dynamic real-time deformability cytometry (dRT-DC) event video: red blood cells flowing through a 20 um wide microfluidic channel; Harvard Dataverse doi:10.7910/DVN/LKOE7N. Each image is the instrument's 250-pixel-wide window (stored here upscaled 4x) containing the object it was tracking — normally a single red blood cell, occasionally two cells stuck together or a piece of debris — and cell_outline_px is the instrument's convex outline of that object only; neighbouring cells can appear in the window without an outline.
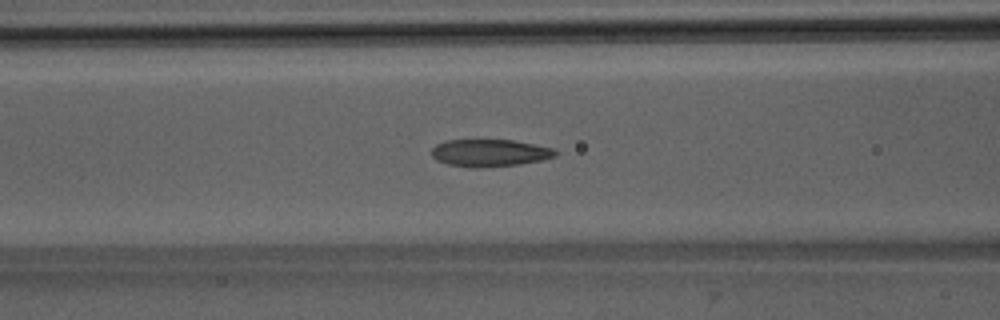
{"species": "Egyptian fruit bat (a non-hibernating species)", "species_latin": "Rousettus aegyptiacus", "temperature_condition": "room temperature", "stored_images_in_passage": 48, "segment_of_instrument_passage": [1, 2], "camera_frame_rate_fps": 3000, "um_per_image_px": 0.085, "animal": {"sex": "male"}, "frame": {"image": 1, "passage_image": 17, "time_ms": 5.333, "image_size_px": [1000, 320], "cell_outline_px": [[560, 152], [556, 156], [544, 160], [520, 164], [476, 168], [472, 168], [448, 164], [436, 160], [432, 156], [432, 148], [436, 144], [444, 140], [512, 140], [552, 148]], "centroid_in_image_um": [41.63, 13.0], "position_along_channel_um": 125.0, "area_um2": 19.77}}
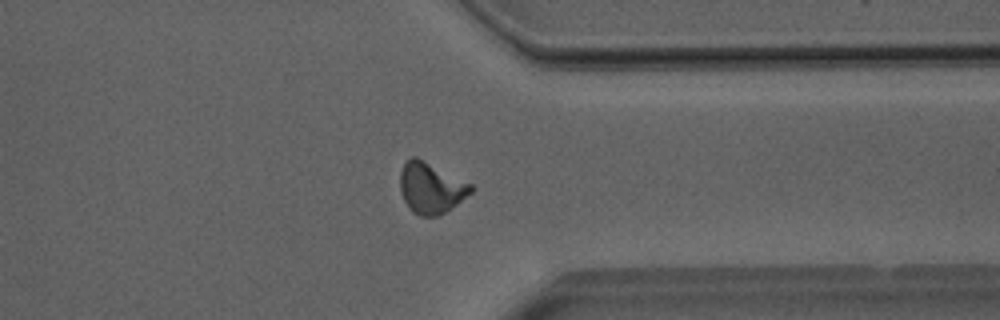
{"frame": {"image": 2, "passage_image": 36, "time_ms": 11.667, "image_size_px": [1000, 320], "cell_outline_px": [[476, 188], [472, 192], [440, 216], [420, 216], [412, 212], [404, 200], [400, 192], [400, 172], [404, 164], [412, 156], [416, 156], [472, 184]], "centroid_in_image_um": [36.63, 15.98], "position_along_channel_um": 374.8, "area_um2": 21.04}}
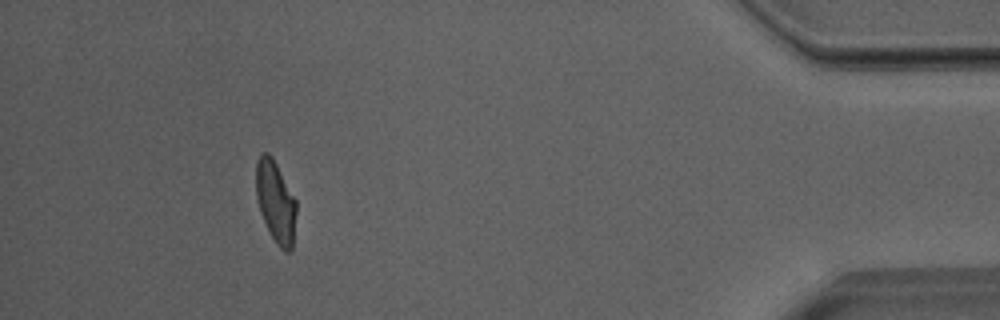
{"frame": {"image": 3, "passage_image": 43, "time_ms": 14.0, "image_size_px": [1000, 320], "cell_outline_px": [[296, 212], [292, 252], [284, 252], [276, 244], [260, 212], [256, 196], [256, 160], [264, 152], [268, 152], [272, 156], [296, 200]], "centroid_in_image_um": [23.43, 17.16], "position_along_channel_um": 411.8, "area_um2": 19.13}}